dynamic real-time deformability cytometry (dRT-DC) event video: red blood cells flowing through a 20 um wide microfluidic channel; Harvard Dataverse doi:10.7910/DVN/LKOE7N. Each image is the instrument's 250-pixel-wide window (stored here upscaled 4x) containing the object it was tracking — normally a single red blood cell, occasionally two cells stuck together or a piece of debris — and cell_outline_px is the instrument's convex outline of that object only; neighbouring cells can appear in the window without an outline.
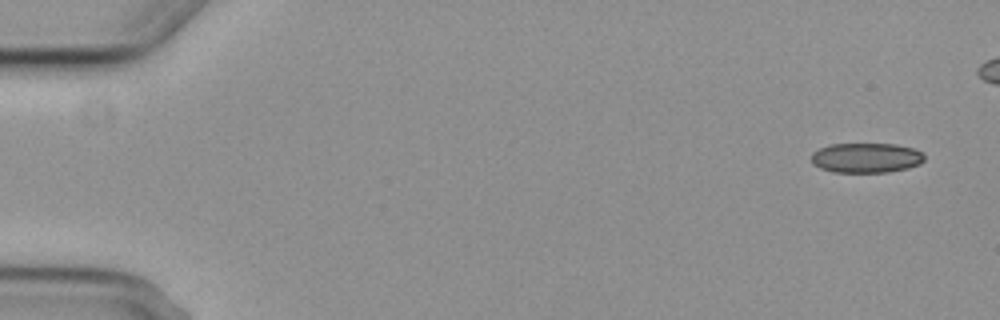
{"species": "common noctule bat (a hibernating species)", "species_latin": "Nyctalus noctula", "temperature_condition": "cold", "stored_images_in_passage": 5, "camera_frame_rate_fps": 3000, "um_per_image_px": 0.085, "animal": {"sex": "female", "body_mass_g": 29.2, "forearm_length_mm": 56.3}, "frame": {"image": 1, "passage_image": 1, "time_ms": 0.0, "image_size_px": [1000, 320], "cell_outline_px": [[924, 160], [920, 164], [908, 168], [888, 172], [832, 172], [820, 168], [812, 164], [812, 152], [820, 148], [832, 144], [896, 144], [912, 148], [924, 152]], "centroid_in_image_um": [73.64, 13.42], "position_along_channel_um": 11.4, "area_um2": 19.77}}